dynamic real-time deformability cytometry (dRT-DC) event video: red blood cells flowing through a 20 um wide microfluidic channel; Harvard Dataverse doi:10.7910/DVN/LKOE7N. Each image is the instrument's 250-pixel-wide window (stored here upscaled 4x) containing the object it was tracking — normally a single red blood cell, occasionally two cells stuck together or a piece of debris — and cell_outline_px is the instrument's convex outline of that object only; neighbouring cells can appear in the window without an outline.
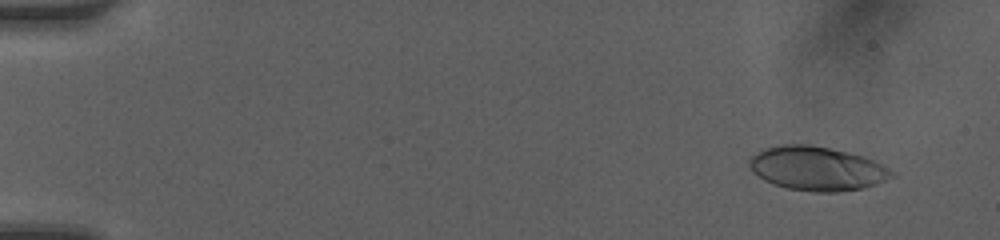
{"species": "human", "species_latin": "Homo sapiens", "temperature_condition": "room temperature", "stored_images_in_passage": 49, "camera_frame_rate_fps": 3000, "um_per_image_px": 0.085, "donor": {"sex": "female"}, "frame": {"image": 1, "passage_image": 4, "time_ms": 1.0, "image_size_px": [1000, 240], "cell_outline_px": [[896, 176], [876, 184], [864, 188], [836, 192], [816, 192], [788, 188], [764, 180], [752, 172], [748, 164], [752, 156], [760, 148], [784, 144], [808, 144], [848, 152], [864, 156], [884, 164], [896, 172]], "centroid_in_image_um": [69.47, 14.31], "position_along_channel_um": 15.5, "area_um2": 36.82}}
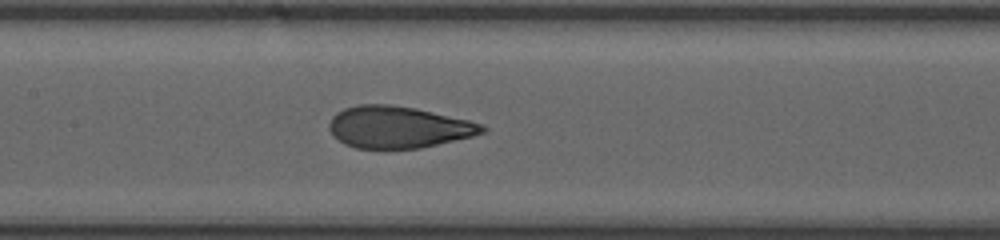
{"frame": {"image": 2, "passage_image": 25, "time_ms": 8.0, "image_size_px": [1000, 240], "cell_outline_px": [[488, 128], [484, 132], [472, 136], [420, 148], [384, 152], [356, 148], [344, 144], [328, 128], [328, 124], [332, 116], [336, 112], [344, 108], [356, 104], [392, 104], [416, 108], [468, 120], [484, 124]], "centroid_in_image_um": [33.82, 10.83], "position_along_channel_um": 173.6, "area_um2": 38.15}}
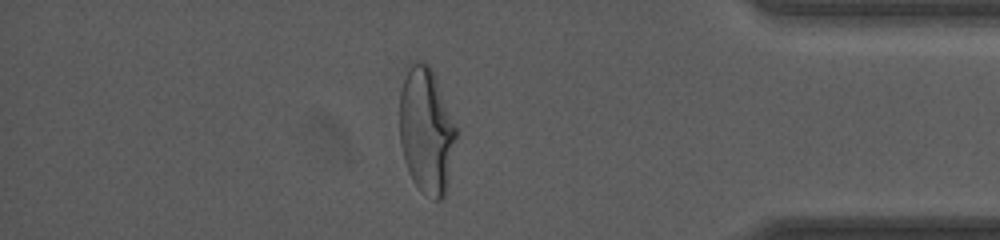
{"frame": {"image": 3, "passage_image": 43, "time_ms": 14.0, "image_size_px": [1000, 240], "cell_outline_px": [[456, 136], [444, 196], [440, 200], [432, 200], [412, 180], [408, 172], [404, 160], [400, 144], [400, 92], [408, 64], [412, 60], [420, 60], [428, 64], [432, 68], [456, 128]], "centroid_in_image_um": [36.2, 11.05], "position_along_channel_um": 399.0, "area_um2": 41.15}, "authors_computed_cell_mechanics": {"area_um2": 37.4544, "velocity_mm_per_s": 4.2062, "shape_relaxation_time_tau1_ms": 5.1522, "shape_relaxation_time_tau2_ms": 0.6265, "deformation_change_tau1": 0.2261, "deformation_change_tau2": 0.0692}}